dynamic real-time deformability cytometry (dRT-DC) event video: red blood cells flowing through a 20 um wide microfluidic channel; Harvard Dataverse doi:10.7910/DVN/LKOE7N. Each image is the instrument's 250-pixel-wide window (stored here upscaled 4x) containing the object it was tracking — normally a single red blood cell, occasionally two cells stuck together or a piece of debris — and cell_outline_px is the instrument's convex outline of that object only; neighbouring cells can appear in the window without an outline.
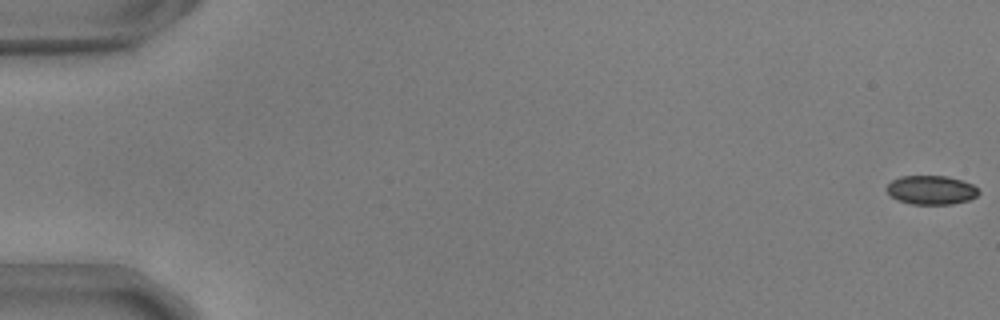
{"species": "common noctule bat (a hibernating species)", "species_latin": "Nyctalus noctula", "temperature_condition": "warm", "stored_images_in_passage": 56, "camera_frame_rate_fps": 3000, "um_per_image_px": 0.085, "animal": {"sex": "male", "body_mass_g": 17.9, "forearm_length_mm": 54.2}, "frame": {"image": 1, "passage_image": 1, "time_ms": 0.0, "image_size_px": [1000, 320], "cell_outline_px": [[980, 192], [976, 196], [968, 200], [952, 204], [912, 204], [896, 200], [884, 188], [892, 180], [900, 176], [948, 176], [972, 184]], "centroid_in_image_um": [79.12, 16.15], "position_along_channel_um": 5.9, "area_um2": 15.49}}
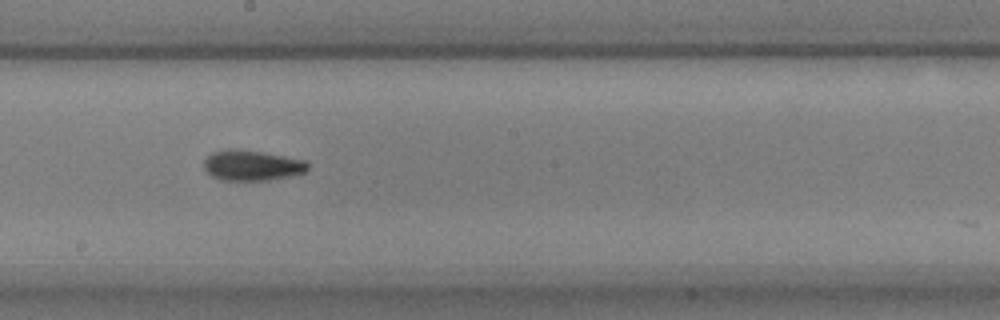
{"frame": {"image": 2, "passage_image": 32, "time_ms": 10.333, "image_size_px": [1000, 320], "cell_outline_px": [[308, 168], [304, 172], [272, 180], [220, 180], [212, 176], [204, 168], [204, 160], [212, 152], [228, 148], [236, 148], [308, 160]], "centroid_in_image_um": [21.4, 14.05], "position_along_channel_um": 226.8, "area_um2": 18.44}}
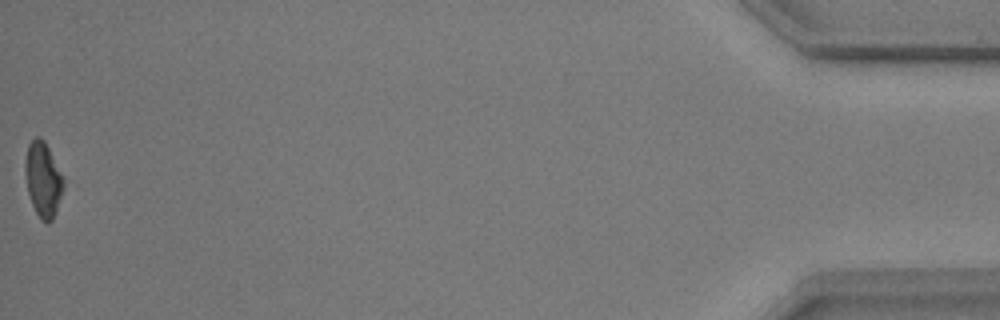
{"frame": {"image": 3, "passage_image": 56, "time_ms": 18.333, "image_size_px": [1000, 320], "cell_outline_px": [[64, 188], [56, 212], [52, 220], [48, 224], [40, 220], [32, 204], [28, 192], [24, 172], [24, 160], [28, 144], [36, 136], [40, 136], [44, 140], [64, 180]], "centroid_in_image_um": [3.64, 15.27], "position_along_channel_um": 431.6, "area_um2": 16.76}, "authors_computed_cell_mechanics": {"area_um2": 17.0799, "velocity_mm_per_s": 3.6938, "shape_relaxation_time_tau1_ms": 2.3161, "shape_relaxation_time_tau2_ms": 9.1765, "deformation_change_tau1": 0.1017, "deformation_change_tau2": 0.2534}}